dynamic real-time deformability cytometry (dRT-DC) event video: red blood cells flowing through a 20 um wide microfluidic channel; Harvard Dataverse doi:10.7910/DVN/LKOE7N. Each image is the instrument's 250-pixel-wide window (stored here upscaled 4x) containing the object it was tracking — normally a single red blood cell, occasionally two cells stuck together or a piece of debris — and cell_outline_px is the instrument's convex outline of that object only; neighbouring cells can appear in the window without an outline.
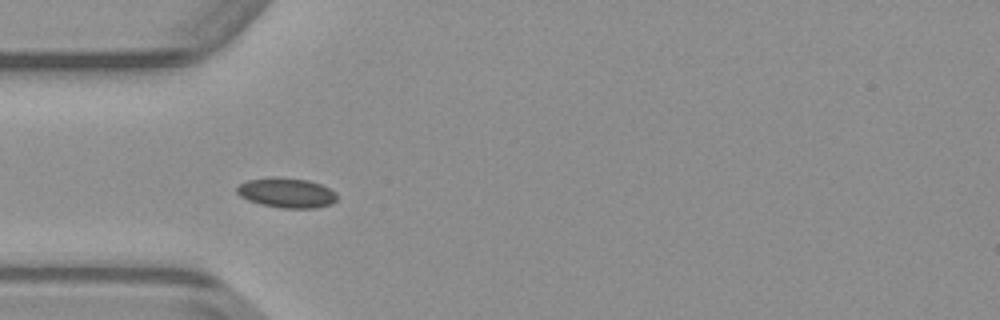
{"species": "common noctule bat (a hibernating species)", "species_latin": "Nyctalus noctula", "temperature_condition": "warm", "stored_images_in_passage": 39, "camera_frame_rate_fps": 3000, "um_per_image_px": 0.085, "animal": {"sex": "male", "body_mass_g": 23.1, "forearm_length_mm": 52.7}, "frame": {"image": 1, "passage_image": 5, "time_ms": 1.333, "image_size_px": [1000, 320], "cell_outline_px": [[336, 200], [332, 204], [316, 208], [284, 208], [260, 204], [248, 200], [240, 196], [236, 192], [236, 188], [240, 184], [248, 180], [308, 180], [320, 184], [336, 192]], "centroid_in_image_um": [24.4, 16.45], "position_along_channel_um": 60.6, "area_um2": 16.59}}
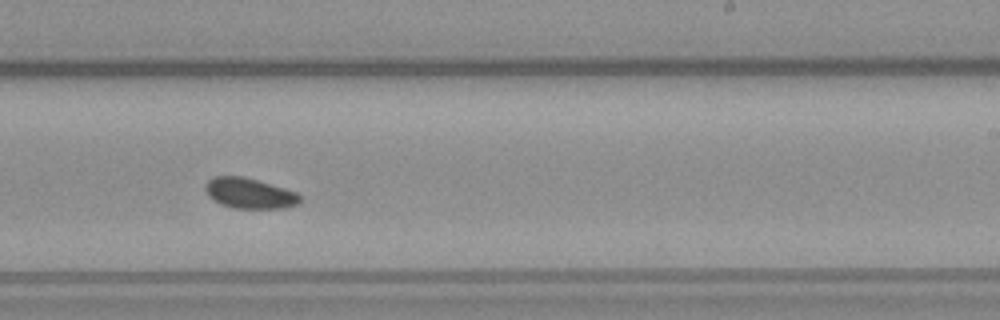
{"frame": {"image": 2, "passage_image": 20, "time_ms": 6.333, "image_size_px": [1000, 320], "cell_outline_px": [[300, 204], [284, 208], [236, 208], [220, 204], [212, 200], [208, 196], [204, 188], [204, 184], [208, 180], [216, 176], [244, 176], [284, 188], [296, 192], [300, 196]], "centroid_in_image_um": [21.18, 16.43], "position_along_channel_um": 267.8, "area_um2": 16.88}}
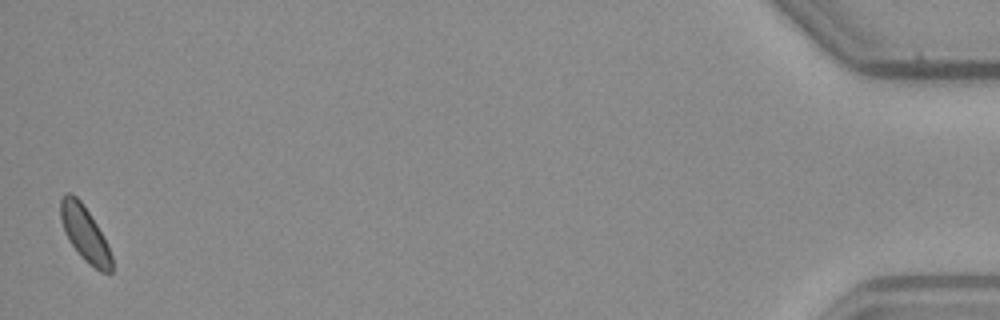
{"frame": {"image": 3, "passage_image": 39, "time_ms": 12.667, "image_size_px": [1000, 320], "cell_outline_px": [[112, 272], [100, 272], [88, 264], [80, 256], [68, 240], [64, 232], [60, 216], [60, 200], [68, 192], [72, 192], [80, 200], [96, 224], [112, 256]], "centroid_in_image_um": [7.18, 19.87], "position_along_channel_um": 428.0, "area_um2": 16.18}}